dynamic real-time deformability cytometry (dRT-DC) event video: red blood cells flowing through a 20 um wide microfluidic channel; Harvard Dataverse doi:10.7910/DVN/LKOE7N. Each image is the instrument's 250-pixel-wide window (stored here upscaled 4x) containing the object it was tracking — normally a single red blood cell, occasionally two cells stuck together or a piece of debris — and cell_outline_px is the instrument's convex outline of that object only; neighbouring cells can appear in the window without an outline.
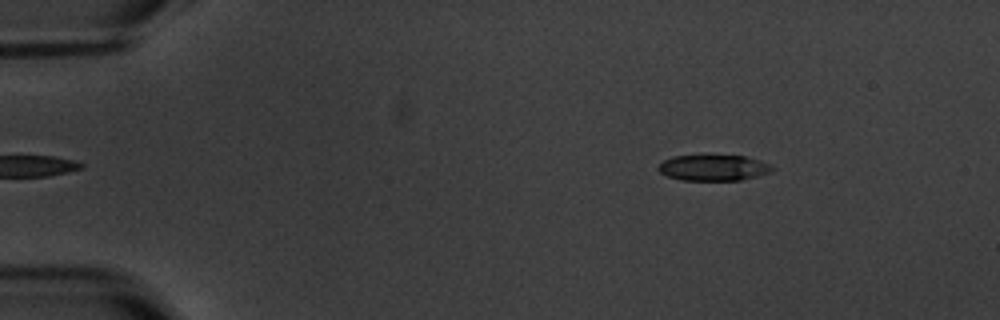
{"species": "common noctule bat (a hibernating species)", "species_latin": "Nyctalus noctula", "temperature_condition": "warm", "stored_images_in_passage": 3, "camera_frame_rate_fps": 3000, "um_per_image_px": 0.085, "animal": {"sex": "male", "body_mass_g": 20.1, "forearm_length_mm": 53.5}, "frame": {"image": 1, "passage_image": 1, "time_ms": 0.0, "image_size_px": [1000, 320], "cell_outline_px": [[776, 168], [768, 172], [756, 176], [740, 180], [680, 180], [668, 176], [660, 172], [656, 168], [664, 160], [672, 156], [712, 152], [744, 156], [760, 160]], "centroid_in_image_um": [60.6, 14.2], "position_along_channel_um": 24.4, "area_um2": 17.98}}
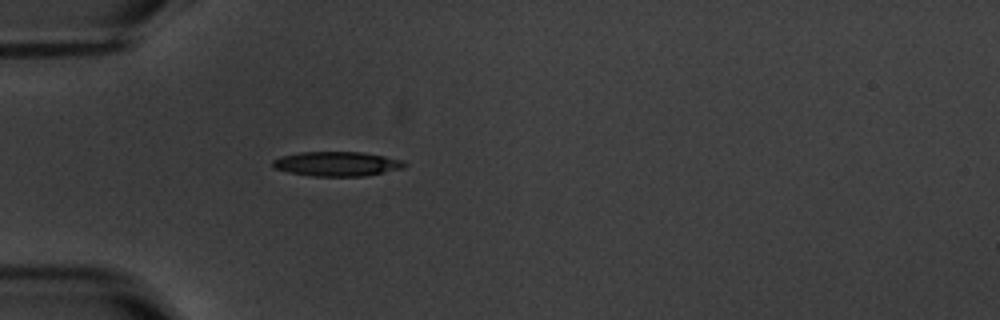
{"frame": {"image": 2, "passage_image": 3, "time_ms": 3.0, "image_size_px": [1000, 320], "cell_outline_px": [[408, 164], [404, 168], [364, 176], [312, 176], [272, 168], [272, 160], [280, 156], [300, 152], [360, 152], [384, 156], [404, 160]], "centroid_in_image_um": [28.65, 13.92], "position_along_channel_um": 56.4, "area_um2": 18.84}}